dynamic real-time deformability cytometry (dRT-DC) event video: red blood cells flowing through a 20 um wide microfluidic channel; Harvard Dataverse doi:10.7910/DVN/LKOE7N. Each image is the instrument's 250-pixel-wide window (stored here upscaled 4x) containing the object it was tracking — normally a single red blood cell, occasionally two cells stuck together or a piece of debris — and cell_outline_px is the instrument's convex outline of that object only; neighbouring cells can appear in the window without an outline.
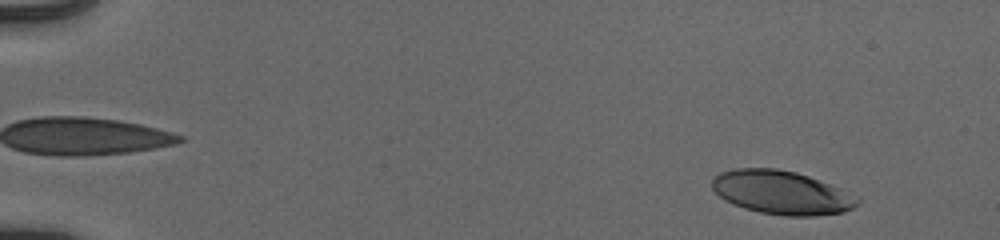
{"species": "human", "species_latin": "Homo sapiens", "temperature_condition": "cold", "stored_images_in_passage": 53, "camera_frame_rate_fps": 3000, "um_per_image_px": 0.085, "donor": {"sex": "male"}, "frame": {"image": 1, "passage_image": 5, "time_ms": 1.333, "image_size_px": [1000, 240], "cell_outline_px": [[860, 204], [844, 212], [816, 216], [784, 216], [760, 212], [744, 208], [732, 204], [724, 200], [712, 188], [712, 180], [720, 172], [736, 168], [776, 168], [796, 172], [808, 176], [840, 188], [860, 200]], "centroid_in_image_um": [66.42, 16.37], "position_along_channel_um": 18.6, "area_um2": 36.88}}
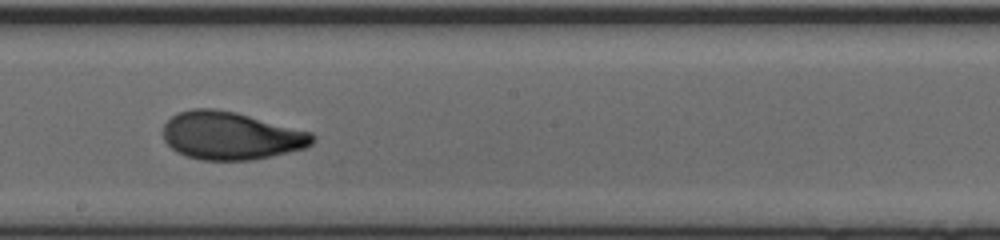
{"frame": {"image": 2, "passage_image": 32, "time_ms": 10.333, "image_size_px": [1000, 240], "cell_outline_px": [[316, 136], [312, 144], [304, 148], [272, 156], [252, 160], [200, 160], [176, 152], [164, 140], [164, 124], [176, 112], [192, 108], [212, 108], [236, 112], [312, 132]], "centroid_in_image_um": [19.62, 11.53], "position_along_channel_um": 228.6, "area_um2": 41.79}}
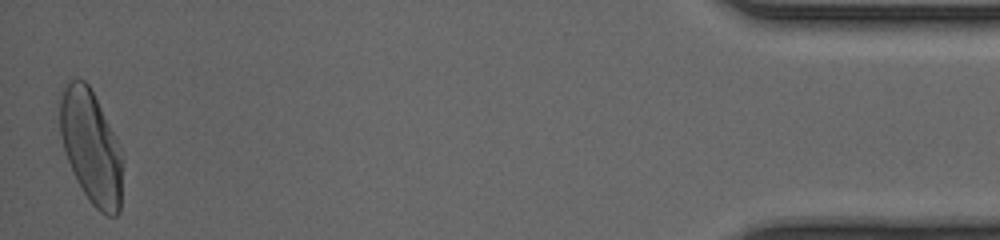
{"frame": {"image": 3, "passage_image": 53, "time_ms": 17.333, "image_size_px": [1000, 240], "cell_outline_px": [[120, 212], [116, 216], [108, 216], [100, 212], [92, 204], [84, 192], [64, 152], [60, 136], [60, 100], [64, 88], [72, 80], [84, 80], [88, 84], [120, 144]], "centroid_in_image_um": [7.73, 12.49], "position_along_channel_um": 427.5, "area_um2": 40.29}, "authors_computed_cell_mechanics": {"area_um2": 40.3444, "velocity_mm_per_s": 3.9497, "shape_relaxation_time_tau1_ms": 5.1383, "shape_relaxation_time_tau2_ms": 0.912, "deformation_change_tau1": 0.2082, "deformation_change_tau2": 0.0631}}